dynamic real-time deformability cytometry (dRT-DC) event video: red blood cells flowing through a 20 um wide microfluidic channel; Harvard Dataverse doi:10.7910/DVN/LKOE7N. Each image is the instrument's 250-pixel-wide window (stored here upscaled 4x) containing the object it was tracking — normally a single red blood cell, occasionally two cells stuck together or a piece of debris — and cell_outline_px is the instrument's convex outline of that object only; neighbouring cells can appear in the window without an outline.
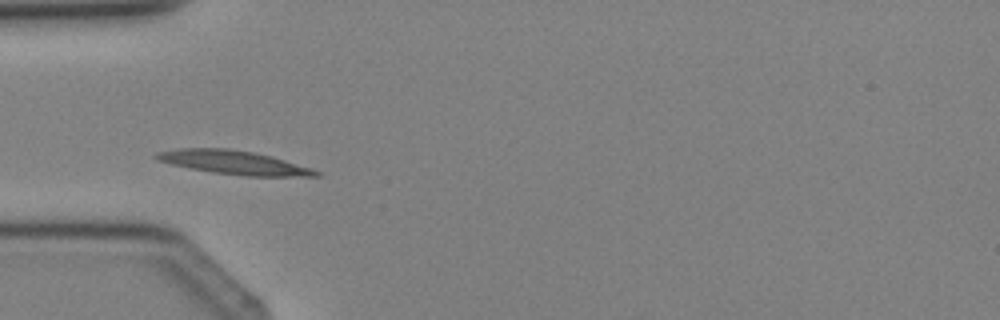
{"species": "Egyptian fruit bat (a non-hibernating species)", "species_latin": "Rousettus aegyptiacus", "temperature_condition": "cold", "stored_images_in_passage": 4, "camera_frame_rate_fps": 3000, "um_per_image_px": 0.085, "animal": {"sex": "female"}, "frame": {"image": 1, "passage_image": 3, "time_ms": 2.333, "image_size_px": [1000, 320], "cell_outline_px": [[320, 176], [244, 176], [212, 172], [172, 164], [156, 160], [152, 156], [156, 152], [180, 148], [228, 148], [252, 152], [272, 156], [312, 168], [320, 172]], "centroid_in_image_um": [19.86, 13.8], "position_along_channel_um": 65.1, "area_um2": 22.02}}
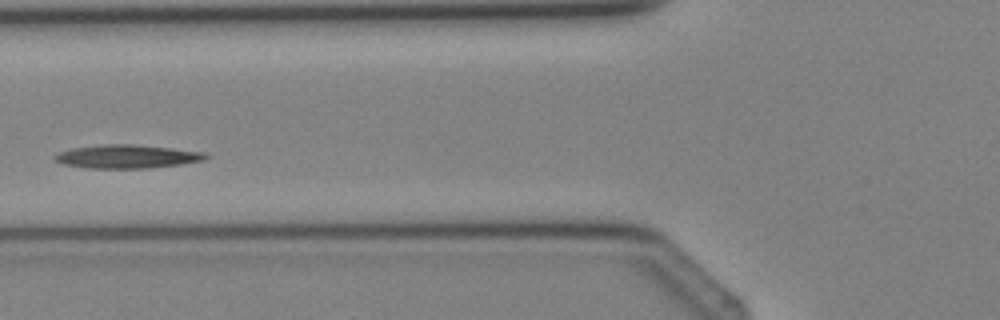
{"frame": {"image": 2, "passage_image": 4, "time_ms": 3.333, "image_size_px": [1000, 320], "cell_outline_px": [[208, 156], [204, 160], [180, 164], [148, 168], [88, 168], [64, 164], [56, 160], [52, 156], [60, 152], [72, 148], [104, 144], [132, 144], [172, 148], [208, 152]], "centroid_in_image_um": [10.83, 13.3], "position_along_channel_um": 115.0, "area_um2": 20.58}}